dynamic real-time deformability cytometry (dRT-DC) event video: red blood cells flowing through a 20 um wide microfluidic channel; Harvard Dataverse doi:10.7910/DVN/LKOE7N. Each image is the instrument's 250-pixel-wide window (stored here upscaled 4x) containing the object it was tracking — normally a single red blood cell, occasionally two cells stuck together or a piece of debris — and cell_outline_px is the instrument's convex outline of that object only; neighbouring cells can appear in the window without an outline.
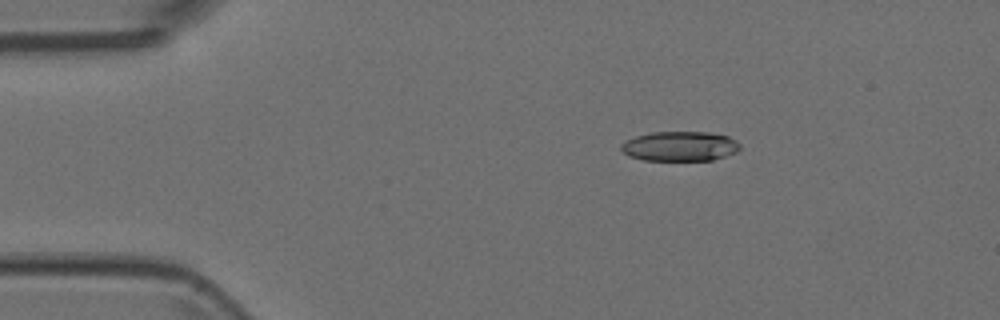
{"species": "Egyptian fruit bat (a non-hibernating species)", "species_latin": "Rousettus aegyptiacus", "temperature_condition": "room temperature", "stored_images_in_passage": 6, "camera_frame_rate_fps": 3000, "um_per_image_px": 0.085, "animal": {"sex": "female"}, "frame": {"image": 1, "passage_image": 3, "time_ms": 0.667, "image_size_px": [1000, 320], "cell_outline_px": [[740, 148], [736, 152], [712, 160], [644, 160], [628, 156], [620, 148], [620, 144], [636, 136], [652, 132], [708, 132], [728, 136], [736, 140], [740, 144]], "centroid_in_image_um": [57.79, 12.43], "position_along_channel_um": 27.2, "area_um2": 20.52}}
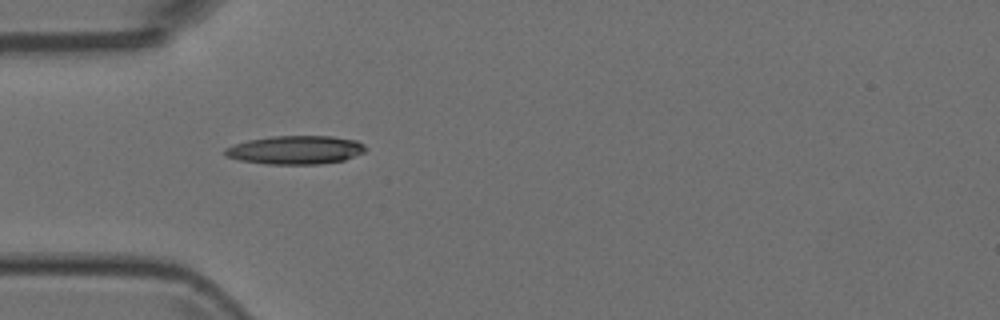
{"frame": {"image": 2, "passage_image": 5, "time_ms": 1.333, "image_size_px": [1000, 320], "cell_outline_px": [[368, 148], [364, 152], [344, 160], [320, 164], [268, 164], [240, 160], [224, 156], [224, 148], [248, 140], [272, 136], [332, 136], [356, 140], [364, 144]], "centroid_in_image_um": [25.13, 12.74], "position_along_channel_um": 59.9, "area_um2": 23.41}}
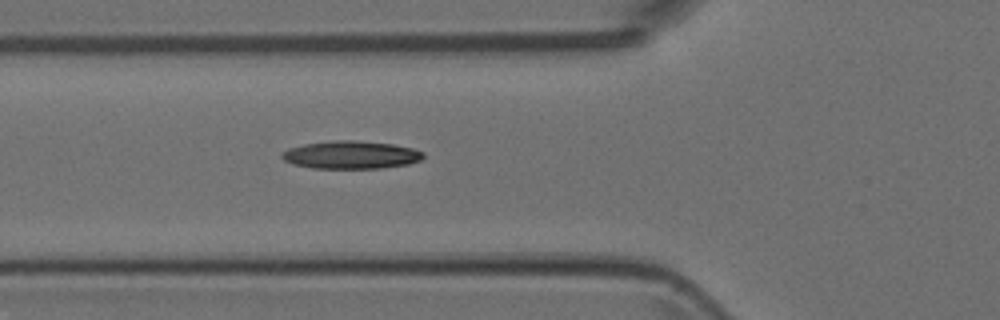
{"frame": {"image": 3, "passage_image": 6, "time_ms": 1.667, "image_size_px": [1000, 320], "cell_outline_px": [[424, 156], [420, 160], [408, 164], [380, 168], [312, 168], [292, 164], [284, 160], [280, 156], [288, 148], [304, 144], [336, 140], [356, 140], [392, 144], [412, 148], [424, 152]], "centroid_in_image_um": [29.82, 13.16], "position_along_channel_um": 96.0, "area_um2": 22.89}}